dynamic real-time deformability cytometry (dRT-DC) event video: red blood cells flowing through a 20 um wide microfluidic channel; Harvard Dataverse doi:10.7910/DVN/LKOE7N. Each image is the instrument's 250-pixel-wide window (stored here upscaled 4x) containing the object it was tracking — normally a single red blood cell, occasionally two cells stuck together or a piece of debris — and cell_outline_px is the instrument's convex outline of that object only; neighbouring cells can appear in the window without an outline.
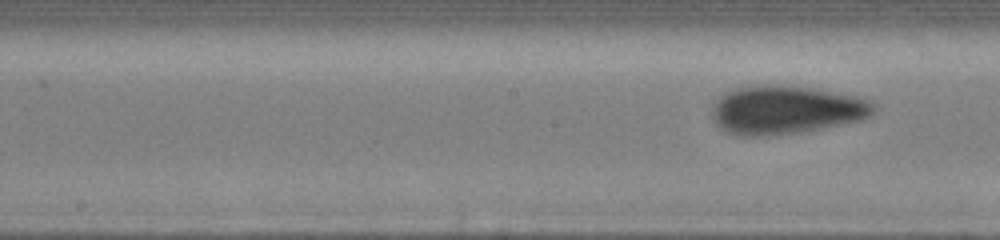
{"species": "human", "species_latin": "Homo sapiens", "temperature_condition": "cold", "stored_images_in_passage": 20, "segment_of_instrument_passage": [2, 2], "camera_frame_rate_fps": 3000, "um_per_image_px": 0.085, "donor": {"sex": "male"}, "frame": {"image": 1, "passage_image": 20, "time_ms": 11.333, "image_size_px": [1000, 240], "cell_outline_px": [[876, 112], [860, 120], [800, 132], [760, 136], [740, 136], [728, 132], [720, 128], [712, 120], [712, 104], [720, 96], [732, 88], [756, 84], [776, 84], [808, 88], [860, 96], [872, 100], [876, 108]], "centroid_in_image_um": [66.77, 9.32], "position_along_channel_um": 181.4, "area_um2": 45.95}}